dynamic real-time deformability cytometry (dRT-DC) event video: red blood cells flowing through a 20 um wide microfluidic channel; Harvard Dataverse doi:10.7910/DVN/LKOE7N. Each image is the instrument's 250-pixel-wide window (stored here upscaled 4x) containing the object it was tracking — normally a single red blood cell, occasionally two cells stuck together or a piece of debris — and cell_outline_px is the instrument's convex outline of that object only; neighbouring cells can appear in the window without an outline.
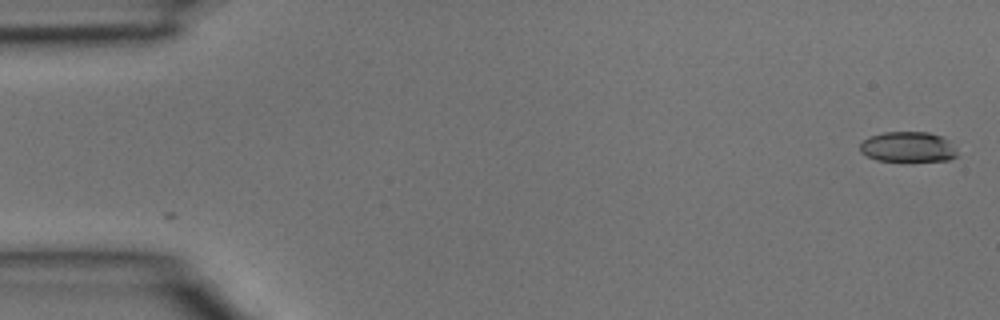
{"species": "common noctule bat (a hibernating species)", "species_latin": "Nyctalus noctula", "temperature_condition": "room temperature", "stored_images_in_passage": 2, "camera_frame_rate_fps": 3000, "um_per_image_px": 0.085, "animal": {"sex": "male", "body_mass_g": 15.6}, "frame": {"image": 1, "passage_image": 2, "time_ms": 0.333, "image_size_px": [1000, 320], "cell_outline_px": [[956, 156], [948, 160], [876, 160], [860, 152], [860, 144], [868, 136], [884, 132], [928, 132], [944, 136], [956, 148]], "centroid_in_image_um": [77.17, 12.46], "position_along_channel_um": 7.8, "area_um2": 17.05}}